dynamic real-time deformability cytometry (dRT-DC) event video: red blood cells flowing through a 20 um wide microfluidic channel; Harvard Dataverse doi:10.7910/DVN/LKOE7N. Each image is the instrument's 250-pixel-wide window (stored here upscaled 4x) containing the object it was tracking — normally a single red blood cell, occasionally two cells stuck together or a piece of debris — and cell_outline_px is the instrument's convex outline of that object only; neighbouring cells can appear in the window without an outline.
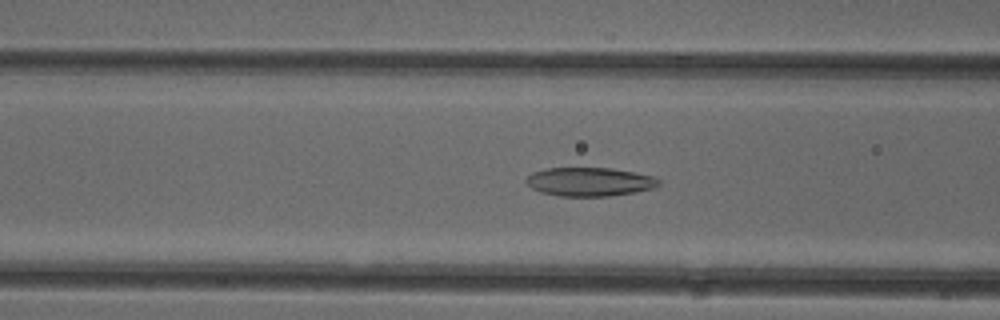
{"species": "common noctule bat (a hibernating species)", "species_latin": "Nyctalus noctula", "temperature_condition": "cold", "stored_images_in_passage": 51, "camera_frame_rate_fps": 3000, "um_per_image_px": 0.085, "animal": {"sex": "female"}, "frame": {"image": 1, "passage_image": 20, "time_ms": 6.333, "image_size_px": [1000, 320], "cell_outline_px": [[660, 184], [652, 188], [632, 192], [608, 196], [560, 196], [540, 192], [532, 188], [524, 180], [532, 172], [544, 168], [612, 168], [652, 176], [660, 180]], "centroid_in_image_um": [50.06, 15.44], "position_along_channel_um": 116.5, "area_um2": 22.02}}
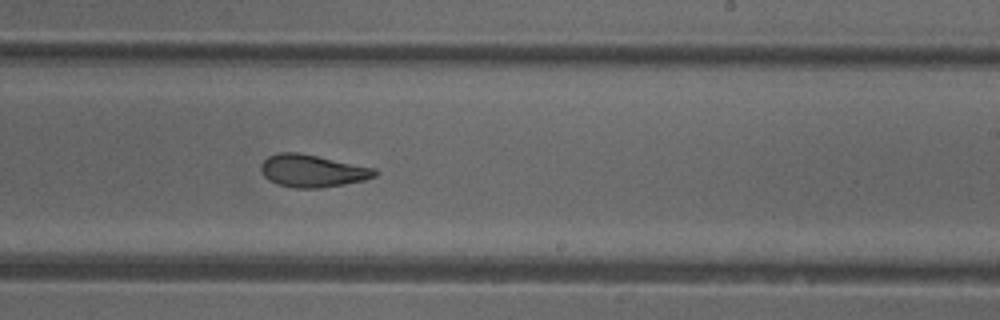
{"frame": {"image": 2, "passage_image": 31, "time_ms": 10.0, "image_size_px": [1000, 320], "cell_outline_px": [[376, 176], [364, 180], [344, 184], [320, 188], [296, 188], [276, 184], [268, 180], [260, 172], [260, 164], [268, 156], [276, 152], [300, 152], [376, 168]], "centroid_in_image_um": [26.51, 14.51], "position_along_channel_um": 262.5, "area_um2": 21.79}}
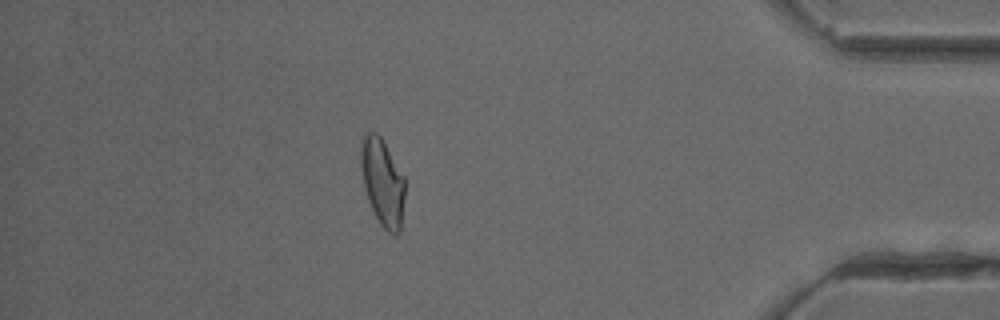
{"frame": {"image": 3, "passage_image": 45, "time_ms": 14.667, "image_size_px": [1000, 320], "cell_outline_px": [[404, 200], [400, 232], [396, 236], [392, 236], [380, 224], [368, 200], [364, 188], [360, 164], [360, 140], [368, 132], [376, 132], [380, 136], [404, 176]], "centroid_in_image_um": [32.5, 15.5], "position_along_channel_um": 402.7, "area_um2": 22.43}, "authors_computed_cell_mechanics": {"area_um2": 22.7732, "velocity_mm_per_s": 3.9714, "shape_relaxation_time_tau1_ms": null, "shape_relaxation_time_tau2_ms": 2.6785, "deformation_change_tau1": null, "deformation_change_tau2": 0.1098}}